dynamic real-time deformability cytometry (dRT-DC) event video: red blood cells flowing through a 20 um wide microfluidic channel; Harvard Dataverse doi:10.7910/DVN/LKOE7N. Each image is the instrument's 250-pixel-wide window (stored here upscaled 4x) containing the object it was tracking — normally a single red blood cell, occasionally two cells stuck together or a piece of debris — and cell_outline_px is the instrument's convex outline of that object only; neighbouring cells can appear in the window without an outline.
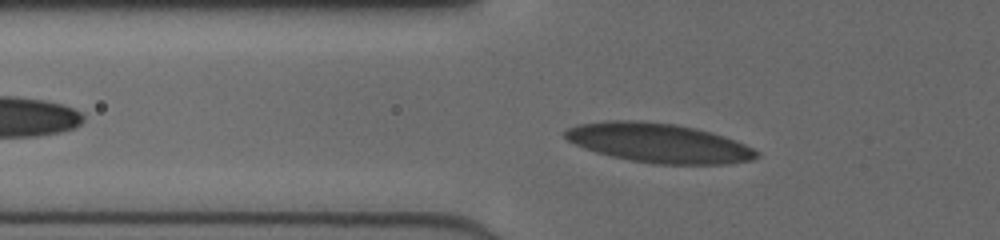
{"species": "human", "species_latin": "Homo sapiens", "temperature_condition": "cold", "stored_images_in_passage": 41, "camera_frame_rate_fps": 3000, "um_per_image_px": 0.085, "donor": {"sex": "female"}, "frame": {"image": 1, "passage_image": 10, "time_ms": 3.0, "image_size_px": [1000, 240], "cell_outline_px": [[760, 156], [752, 160], [728, 164], [652, 164], [612, 156], [596, 152], [584, 148], [568, 140], [564, 136], [564, 132], [568, 128], [576, 124], [604, 120], [640, 120], [676, 124], [696, 128], [712, 132], [724, 136], [744, 144], [760, 152]], "centroid_in_image_um": [55.99, 12.14], "position_along_channel_um": 69.8, "area_um2": 44.1}}
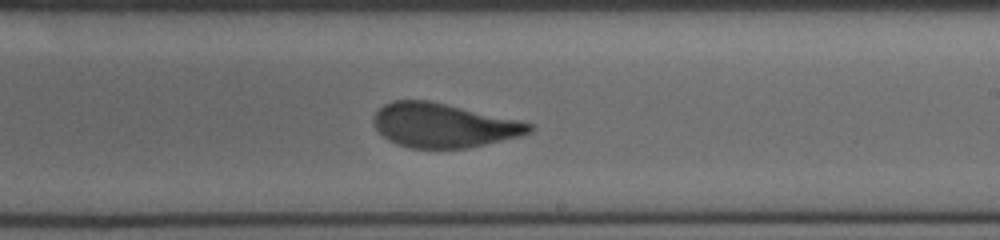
{"frame": {"image": 2, "passage_image": 24, "time_ms": 7.667, "image_size_px": [1000, 240], "cell_outline_px": [[536, 128], [520, 136], [468, 148], [408, 148], [396, 144], [388, 140], [376, 128], [372, 120], [376, 112], [384, 104], [392, 100], [428, 100], [520, 120], [532, 124]], "centroid_in_image_um": [37.68, 10.65], "position_along_channel_um": 251.3, "area_um2": 40.0}}
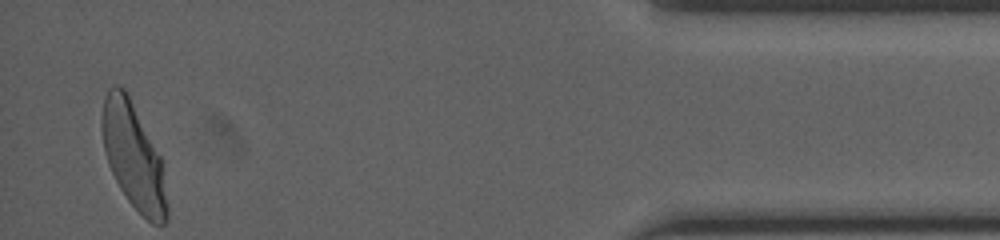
{"frame": {"image": 3, "passage_image": 41, "time_ms": 13.333, "image_size_px": [1000, 240], "cell_outline_px": [[168, 220], [164, 224], [152, 224], [128, 200], [120, 188], [108, 164], [104, 152], [100, 128], [100, 120], [104, 96], [108, 88], [112, 84], [120, 84], [124, 88], [160, 156], [168, 204]], "centroid_in_image_um": [11.3, 13.26], "position_along_channel_um": 423.9, "area_um2": 39.94}, "authors_computed_cell_mechanics": {"area_um2": 40.5756, "velocity_mm_per_s": 4.0347, "shape_relaxation_time_tau1_ms": 4.3425, "shape_relaxation_time_tau2_ms": null, "deformation_change_tau1": 0.1644, "deformation_change_tau2": null}}